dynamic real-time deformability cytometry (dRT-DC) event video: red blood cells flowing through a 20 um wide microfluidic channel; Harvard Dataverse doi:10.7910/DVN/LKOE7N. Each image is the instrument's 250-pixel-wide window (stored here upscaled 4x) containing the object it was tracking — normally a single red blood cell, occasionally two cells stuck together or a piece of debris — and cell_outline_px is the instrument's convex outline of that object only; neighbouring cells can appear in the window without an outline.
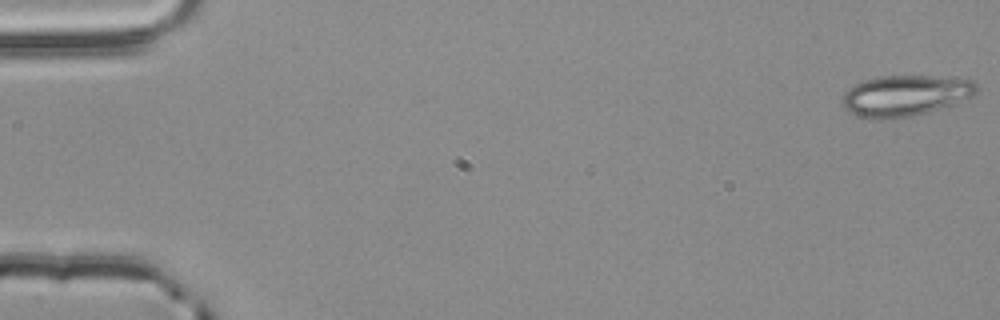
{"species": "common noctule bat (a hibernating species)", "species_latin": "Nyctalus noctula", "temperature_condition": "room temperature", "stored_images_in_passage": 5, "camera_frame_rate_fps": 3000, "um_per_image_px": 0.085, "animal": {"sex": "male", "body_mass_g": 20.4}, "frame": {"image": 1, "passage_image": 1, "time_ms": 0.0, "image_size_px": [1000, 320], "cell_outline_px": [[980, 88], [972, 96], [952, 104], [928, 112], [912, 116], [884, 120], [860, 116], [848, 112], [844, 108], [844, 92], [848, 88], [864, 80], [880, 76], [928, 76], [972, 80]], "centroid_in_image_um": [76.94, 8.13], "position_along_channel_um": 8.1, "area_um2": 31.73}}